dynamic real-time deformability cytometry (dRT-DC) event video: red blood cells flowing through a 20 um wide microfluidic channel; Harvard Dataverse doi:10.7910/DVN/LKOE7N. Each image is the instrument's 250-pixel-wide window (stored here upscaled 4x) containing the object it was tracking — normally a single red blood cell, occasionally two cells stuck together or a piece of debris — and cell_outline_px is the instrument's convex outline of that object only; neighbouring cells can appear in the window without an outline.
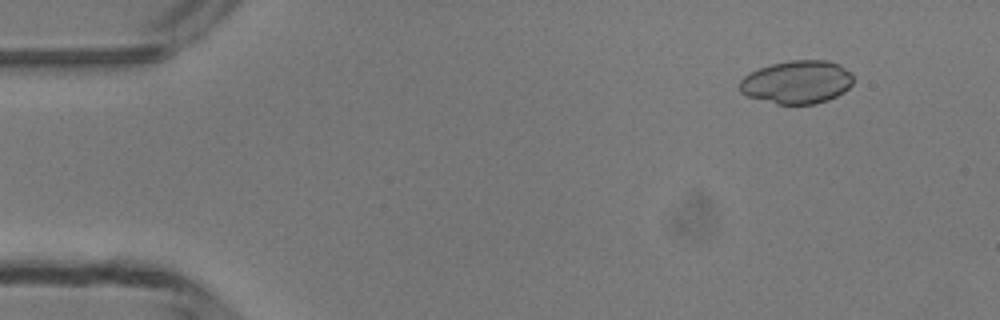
{"species": "common noctule bat (a hibernating species)", "species_latin": "Nyctalus noctula", "temperature_condition": "room temperature", "stored_images_in_passage": 7, "camera_frame_rate_fps": 3000, "um_per_image_px": 0.085, "animal": {"sex": "male", "body_mass_g": 13.3}, "frame": {"image": 1, "passage_image": 2, "time_ms": 0.333, "image_size_px": [1000, 320], "cell_outline_px": [[852, 84], [844, 92], [828, 100], [816, 104], [776, 104], [748, 96], [740, 92], [740, 80], [744, 76], [760, 68], [772, 64], [788, 60], [828, 60], [840, 64], [852, 72]], "centroid_in_image_um": [67.77, 6.97], "position_along_channel_um": 17.2, "area_um2": 28.67}}